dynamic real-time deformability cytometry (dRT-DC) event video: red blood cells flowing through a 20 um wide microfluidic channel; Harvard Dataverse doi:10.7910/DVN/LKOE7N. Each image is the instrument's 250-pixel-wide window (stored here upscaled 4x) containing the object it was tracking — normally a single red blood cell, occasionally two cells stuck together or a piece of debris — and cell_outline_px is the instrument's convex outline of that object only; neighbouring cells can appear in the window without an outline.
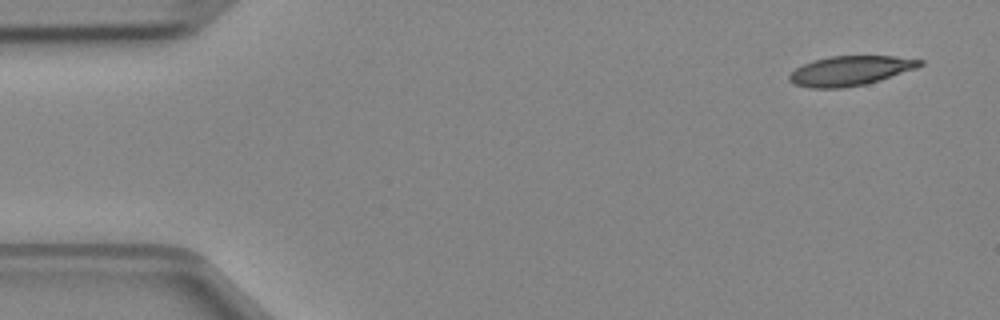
{"species": "Egyptian fruit bat (a non-hibernating species)", "species_latin": "Rousettus aegyptiacus", "temperature_condition": "cold", "stored_images_in_passage": 4, "segment_of_instrument_passage": [1, 2], "camera_frame_rate_fps": 3000, "um_per_image_px": 0.085, "animal": {"sex": "female"}, "frame": {"image": 1, "passage_image": 1, "time_ms": 0.0, "image_size_px": [1000, 320], "cell_outline_px": [[924, 64], [916, 68], [880, 80], [864, 84], [840, 88], [808, 88], [796, 84], [788, 80], [788, 76], [796, 68], [812, 60], [828, 56], [896, 56], [924, 60]], "centroid_in_image_um": [72.27, 6.0], "position_along_channel_um": 12.7, "area_um2": 22.48}}